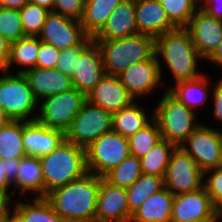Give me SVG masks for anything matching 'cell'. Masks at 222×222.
I'll return each mask as SVG.
<instances>
[{
    "label": "cell",
    "mask_w": 222,
    "mask_h": 222,
    "mask_svg": "<svg viewBox=\"0 0 222 222\" xmlns=\"http://www.w3.org/2000/svg\"><path fill=\"white\" fill-rule=\"evenodd\" d=\"M186 28L204 61L222 41V20L208 15L201 8L194 13Z\"/></svg>",
    "instance_id": "17"
},
{
    "label": "cell",
    "mask_w": 222,
    "mask_h": 222,
    "mask_svg": "<svg viewBox=\"0 0 222 222\" xmlns=\"http://www.w3.org/2000/svg\"><path fill=\"white\" fill-rule=\"evenodd\" d=\"M206 60L222 67V41Z\"/></svg>",
    "instance_id": "48"
},
{
    "label": "cell",
    "mask_w": 222,
    "mask_h": 222,
    "mask_svg": "<svg viewBox=\"0 0 222 222\" xmlns=\"http://www.w3.org/2000/svg\"><path fill=\"white\" fill-rule=\"evenodd\" d=\"M138 34L135 0H124L113 10L93 40H117Z\"/></svg>",
    "instance_id": "22"
},
{
    "label": "cell",
    "mask_w": 222,
    "mask_h": 222,
    "mask_svg": "<svg viewBox=\"0 0 222 222\" xmlns=\"http://www.w3.org/2000/svg\"><path fill=\"white\" fill-rule=\"evenodd\" d=\"M170 222H218V220H189V221H173Z\"/></svg>",
    "instance_id": "53"
},
{
    "label": "cell",
    "mask_w": 222,
    "mask_h": 222,
    "mask_svg": "<svg viewBox=\"0 0 222 222\" xmlns=\"http://www.w3.org/2000/svg\"><path fill=\"white\" fill-rule=\"evenodd\" d=\"M126 188L111 185L101 177L95 222H130Z\"/></svg>",
    "instance_id": "16"
},
{
    "label": "cell",
    "mask_w": 222,
    "mask_h": 222,
    "mask_svg": "<svg viewBox=\"0 0 222 222\" xmlns=\"http://www.w3.org/2000/svg\"><path fill=\"white\" fill-rule=\"evenodd\" d=\"M175 147L174 144L161 139L145 156L139 159L142 173L164 177Z\"/></svg>",
    "instance_id": "32"
},
{
    "label": "cell",
    "mask_w": 222,
    "mask_h": 222,
    "mask_svg": "<svg viewBox=\"0 0 222 222\" xmlns=\"http://www.w3.org/2000/svg\"><path fill=\"white\" fill-rule=\"evenodd\" d=\"M3 168V160L0 158V191H8L11 184L6 180Z\"/></svg>",
    "instance_id": "49"
},
{
    "label": "cell",
    "mask_w": 222,
    "mask_h": 222,
    "mask_svg": "<svg viewBox=\"0 0 222 222\" xmlns=\"http://www.w3.org/2000/svg\"><path fill=\"white\" fill-rule=\"evenodd\" d=\"M222 217V203L217 207V218L218 221Z\"/></svg>",
    "instance_id": "54"
},
{
    "label": "cell",
    "mask_w": 222,
    "mask_h": 222,
    "mask_svg": "<svg viewBox=\"0 0 222 222\" xmlns=\"http://www.w3.org/2000/svg\"><path fill=\"white\" fill-rule=\"evenodd\" d=\"M54 1L55 0H30L31 3L45 7L49 11H53Z\"/></svg>",
    "instance_id": "50"
},
{
    "label": "cell",
    "mask_w": 222,
    "mask_h": 222,
    "mask_svg": "<svg viewBox=\"0 0 222 222\" xmlns=\"http://www.w3.org/2000/svg\"><path fill=\"white\" fill-rule=\"evenodd\" d=\"M200 8L208 15L222 20V0H205Z\"/></svg>",
    "instance_id": "44"
},
{
    "label": "cell",
    "mask_w": 222,
    "mask_h": 222,
    "mask_svg": "<svg viewBox=\"0 0 222 222\" xmlns=\"http://www.w3.org/2000/svg\"><path fill=\"white\" fill-rule=\"evenodd\" d=\"M161 59L154 54L150 59L134 63L118 75L121 83L134 98L151 94L157 86L162 85Z\"/></svg>",
    "instance_id": "13"
},
{
    "label": "cell",
    "mask_w": 222,
    "mask_h": 222,
    "mask_svg": "<svg viewBox=\"0 0 222 222\" xmlns=\"http://www.w3.org/2000/svg\"><path fill=\"white\" fill-rule=\"evenodd\" d=\"M89 36L79 20L50 12L38 38L59 50L81 45Z\"/></svg>",
    "instance_id": "12"
},
{
    "label": "cell",
    "mask_w": 222,
    "mask_h": 222,
    "mask_svg": "<svg viewBox=\"0 0 222 222\" xmlns=\"http://www.w3.org/2000/svg\"><path fill=\"white\" fill-rule=\"evenodd\" d=\"M105 74L101 51L92 41L75 59L71 75L73 88L87 96Z\"/></svg>",
    "instance_id": "14"
},
{
    "label": "cell",
    "mask_w": 222,
    "mask_h": 222,
    "mask_svg": "<svg viewBox=\"0 0 222 222\" xmlns=\"http://www.w3.org/2000/svg\"><path fill=\"white\" fill-rule=\"evenodd\" d=\"M39 160L44 177V197L51 190L87 173L85 148L66 139L52 152L40 156Z\"/></svg>",
    "instance_id": "3"
},
{
    "label": "cell",
    "mask_w": 222,
    "mask_h": 222,
    "mask_svg": "<svg viewBox=\"0 0 222 222\" xmlns=\"http://www.w3.org/2000/svg\"><path fill=\"white\" fill-rule=\"evenodd\" d=\"M86 101L87 96L76 88L48 96L39 102L36 120L65 133Z\"/></svg>",
    "instance_id": "7"
},
{
    "label": "cell",
    "mask_w": 222,
    "mask_h": 222,
    "mask_svg": "<svg viewBox=\"0 0 222 222\" xmlns=\"http://www.w3.org/2000/svg\"><path fill=\"white\" fill-rule=\"evenodd\" d=\"M101 51L106 74L118 76L134 63L150 59L155 54V38L135 34L117 40H93Z\"/></svg>",
    "instance_id": "4"
},
{
    "label": "cell",
    "mask_w": 222,
    "mask_h": 222,
    "mask_svg": "<svg viewBox=\"0 0 222 222\" xmlns=\"http://www.w3.org/2000/svg\"><path fill=\"white\" fill-rule=\"evenodd\" d=\"M11 121V119L9 118V116L5 113V111L3 110V108L0 106V126H3L7 123H9Z\"/></svg>",
    "instance_id": "51"
},
{
    "label": "cell",
    "mask_w": 222,
    "mask_h": 222,
    "mask_svg": "<svg viewBox=\"0 0 222 222\" xmlns=\"http://www.w3.org/2000/svg\"><path fill=\"white\" fill-rule=\"evenodd\" d=\"M155 55L161 57L177 82L199 78L197 52L187 28H175L155 38Z\"/></svg>",
    "instance_id": "2"
},
{
    "label": "cell",
    "mask_w": 222,
    "mask_h": 222,
    "mask_svg": "<svg viewBox=\"0 0 222 222\" xmlns=\"http://www.w3.org/2000/svg\"><path fill=\"white\" fill-rule=\"evenodd\" d=\"M153 112V118L158 123L161 132V138L176 147L181 146L200 125L195 121L198 117L195 110L187 108L167 90Z\"/></svg>",
    "instance_id": "5"
},
{
    "label": "cell",
    "mask_w": 222,
    "mask_h": 222,
    "mask_svg": "<svg viewBox=\"0 0 222 222\" xmlns=\"http://www.w3.org/2000/svg\"><path fill=\"white\" fill-rule=\"evenodd\" d=\"M32 204L18 201L13 211L22 222H67L56 213L45 197H34Z\"/></svg>",
    "instance_id": "28"
},
{
    "label": "cell",
    "mask_w": 222,
    "mask_h": 222,
    "mask_svg": "<svg viewBox=\"0 0 222 222\" xmlns=\"http://www.w3.org/2000/svg\"><path fill=\"white\" fill-rule=\"evenodd\" d=\"M124 0H85L84 13L80 20L84 31L94 38L104 27L113 10Z\"/></svg>",
    "instance_id": "25"
},
{
    "label": "cell",
    "mask_w": 222,
    "mask_h": 222,
    "mask_svg": "<svg viewBox=\"0 0 222 222\" xmlns=\"http://www.w3.org/2000/svg\"><path fill=\"white\" fill-rule=\"evenodd\" d=\"M212 98L215 105H213V117L222 121V78L216 83L214 89L212 90Z\"/></svg>",
    "instance_id": "43"
},
{
    "label": "cell",
    "mask_w": 222,
    "mask_h": 222,
    "mask_svg": "<svg viewBox=\"0 0 222 222\" xmlns=\"http://www.w3.org/2000/svg\"><path fill=\"white\" fill-rule=\"evenodd\" d=\"M65 140V133L48 128L37 120L22 121V142L27 156L40 157L55 150Z\"/></svg>",
    "instance_id": "18"
},
{
    "label": "cell",
    "mask_w": 222,
    "mask_h": 222,
    "mask_svg": "<svg viewBox=\"0 0 222 222\" xmlns=\"http://www.w3.org/2000/svg\"><path fill=\"white\" fill-rule=\"evenodd\" d=\"M206 176L207 180H203V186L213 204L218 207L222 203V166L205 171L204 179Z\"/></svg>",
    "instance_id": "39"
},
{
    "label": "cell",
    "mask_w": 222,
    "mask_h": 222,
    "mask_svg": "<svg viewBox=\"0 0 222 222\" xmlns=\"http://www.w3.org/2000/svg\"><path fill=\"white\" fill-rule=\"evenodd\" d=\"M142 175L139 158L127 156L118 166L113 167L102 178L111 185L121 188L130 187Z\"/></svg>",
    "instance_id": "33"
},
{
    "label": "cell",
    "mask_w": 222,
    "mask_h": 222,
    "mask_svg": "<svg viewBox=\"0 0 222 222\" xmlns=\"http://www.w3.org/2000/svg\"><path fill=\"white\" fill-rule=\"evenodd\" d=\"M38 51V37L26 36L10 43L8 72H10L9 69L14 64L23 67L21 70L16 71V73H24L29 69L35 68L38 58Z\"/></svg>",
    "instance_id": "31"
},
{
    "label": "cell",
    "mask_w": 222,
    "mask_h": 222,
    "mask_svg": "<svg viewBox=\"0 0 222 222\" xmlns=\"http://www.w3.org/2000/svg\"><path fill=\"white\" fill-rule=\"evenodd\" d=\"M110 131H112V113L87 100L65 132V139L87 148L101 135Z\"/></svg>",
    "instance_id": "9"
},
{
    "label": "cell",
    "mask_w": 222,
    "mask_h": 222,
    "mask_svg": "<svg viewBox=\"0 0 222 222\" xmlns=\"http://www.w3.org/2000/svg\"><path fill=\"white\" fill-rule=\"evenodd\" d=\"M203 1H205V0H195V2H196L197 4H199V6L201 5V2L203 3Z\"/></svg>",
    "instance_id": "56"
},
{
    "label": "cell",
    "mask_w": 222,
    "mask_h": 222,
    "mask_svg": "<svg viewBox=\"0 0 222 222\" xmlns=\"http://www.w3.org/2000/svg\"><path fill=\"white\" fill-rule=\"evenodd\" d=\"M7 222H22L20 217L12 210V213L7 215Z\"/></svg>",
    "instance_id": "52"
},
{
    "label": "cell",
    "mask_w": 222,
    "mask_h": 222,
    "mask_svg": "<svg viewBox=\"0 0 222 222\" xmlns=\"http://www.w3.org/2000/svg\"><path fill=\"white\" fill-rule=\"evenodd\" d=\"M84 2L85 0H55L52 12L80 21L84 13Z\"/></svg>",
    "instance_id": "40"
},
{
    "label": "cell",
    "mask_w": 222,
    "mask_h": 222,
    "mask_svg": "<svg viewBox=\"0 0 222 222\" xmlns=\"http://www.w3.org/2000/svg\"><path fill=\"white\" fill-rule=\"evenodd\" d=\"M208 83V78L203 74L197 79L177 82L167 91L187 108L195 109L196 112L197 106L206 104L210 92Z\"/></svg>",
    "instance_id": "27"
},
{
    "label": "cell",
    "mask_w": 222,
    "mask_h": 222,
    "mask_svg": "<svg viewBox=\"0 0 222 222\" xmlns=\"http://www.w3.org/2000/svg\"><path fill=\"white\" fill-rule=\"evenodd\" d=\"M161 139L158 123L153 118L146 126L128 138L130 154L140 159Z\"/></svg>",
    "instance_id": "34"
},
{
    "label": "cell",
    "mask_w": 222,
    "mask_h": 222,
    "mask_svg": "<svg viewBox=\"0 0 222 222\" xmlns=\"http://www.w3.org/2000/svg\"><path fill=\"white\" fill-rule=\"evenodd\" d=\"M19 194L32 193L33 197H44V177L39 157L26 156L20 159L16 177Z\"/></svg>",
    "instance_id": "24"
},
{
    "label": "cell",
    "mask_w": 222,
    "mask_h": 222,
    "mask_svg": "<svg viewBox=\"0 0 222 222\" xmlns=\"http://www.w3.org/2000/svg\"><path fill=\"white\" fill-rule=\"evenodd\" d=\"M0 222H7V216L0 219Z\"/></svg>",
    "instance_id": "55"
},
{
    "label": "cell",
    "mask_w": 222,
    "mask_h": 222,
    "mask_svg": "<svg viewBox=\"0 0 222 222\" xmlns=\"http://www.w3.org/2000/svg\"><path fill=\"white\" fill-rule=\"evenodd\" d=\"M171 220H218L217 207L203 186L193 192L174 195Z\"/></svg>",
    "instance_id": "15"
},
{
    "label": "cell",
    "mask_w": 222,
    "mask_h": 222,
    "mask_svg": "<svg viewBox=\"0 0 222 222\" xmlns=\"http://www.w3.org/2000/svg\"><path fill=\"white\" fill-rule=\"evenodd\" d=\"M169 21L176 28H186L194 13L200 8L195 0H158Z\"/></svg>",
    "instance_id": "35"
},
{
    "label": "cell",
    "mask_w": 222,
    "mask_h": 222,
    "mask_svg": "<svg viewBox=\"0 0 222 222\" xmlns=\"http://www.w3.org/2000/svg\"><path fill=\"white\" fill-rule=\"evenodd\" d=\"M138 102H132L129 106L112 113V131L129 138L146 126L152 119L145 113V109Z\"/></svg>",
    "instance_id": "26"
},
{
    "label": "cell",
    "mask_w": 222,
    "mask_h": 222,
    "mask_svg": "<svg viewBox=\"0 0 222 222\" xmlns=\"http://www.w3.org/2000/svg\"><path fill=\"white\" fill-rule=\"evenodd\" d=\"M33 96L38 102L42 99L69 91L73 88L71 77L56 68H32L23 73Z\"/></svg>",
    "instance_id": "20"
},
{
    "label": "cell",
    "mask_w": 222,
    "mask_h": 222,
    "mask_svg": "<svg viewBox=\"0 0 222 222\" xmlns=\"http://www.w3.org/2000/svg\"><path fill=\"white\" fill-rule=\"evenodd\" d=\"M93 41L92 37H88L81 45L60 50L56 69L71 77L72 69L75 65V59L80 53Z\"/></svg>",
    "instance_id": "38"
},
{
    "label": "cell",
    "mask_w": 222,
    "mask_h": 222,
    "mask_svg": "<svg viewBox=\"0 0 222 222\" xmlns=\"http://www.w3.org/2000/svg\"><path fill=\"white\" fill-rule=\"evenodd\" d=\"M164 189V177L144 174L128 188L127 200L129 213L132 215L151 195Z\"/></svg>",
    "instance_id": "30"
},
{
    "label": "cell",
    "mask_w": 222,
    "mask_h": 222,
    "mask_svg": "<svg viewBox=\"0 0 222 222\" xmlns=\"http://www.w3.org/2000/svg\"><path fill=\"white\" fill-rule=\"evenodd\" d=\"M174 195L166 188L148 197L132 214L130 222H170Z\"/></svg>",
    "instance_id": "23"
},
{
    "label": "cell",
    "mask_w": 222,
    "mask_h": 222,
    "mask_svg": "<svg viewBox=\"0 0 222 222\" xmlns=\"http://www.w3.org/2000/svg\"><path fill=\"white\" fill-rule=\"evenodd\" d=\"M19 12L25 36L38 37L51 11L29 2Z\"/></svg>",
    "instance_id": "36"
},
{
    "label": "cell",
    "mask_w": 222,
    "mask_h": 222,
    "mask_svg": "<svg viewBox=\"0 0 222 222\" xmlns=\"http://www.w3.org/2000/svg\"><path fill=\"white\" fill-rule=\"evenodd\" d=\"M26 156L22 142V120H11L0 126V158L21 159Z\"/></svg>",
    "instance_id": "29"
},
{
    "label": "cell",
    "mask_w": 222,
    "mask_h": 222,
    "mask_svg": "<svg viewBox=\"0 0 222 222\" xmlns=\"http://www.w3.org/2000/svg\"><path fill=\"white\" fill-rule=\"evenodd\" d=\"M129 155L127 137L113 131L105 133L85 148L87 172L102 177Z\"/></svg>",
    "instance_id": "8"
},
{
    "label": "cell",
    "mask_w": 222,
    "mask_h": 222,
    "mask_svg": "<svg viewBox=\"0 0 222 222\" xmlns=\"http://www.w3.org/2000/svg\"><path fill=\"white\" fill-rule=\"evenodd\" d=\"M135 18L138 33L154 38L176 28L158 0H135Z\"/></svg>",
    "instance_id": "21"
},
{
    "label": "cell",
    "mask_w": 222,
    "mask_h": 222,
    "mask_svg": "<svg viewBox=\"0 0 222 222\" xmlns=\"http://www.w3.org/2000/svg\"><path fill=\"white\" fill-rule=\"evenodd\" d=\"M181 147L203 172L222 166V130L200 123Z\"/></svg>",
    "instance_id": "11"
},
{
    "label": "cell",
    "mask_w": 222,
    "mask_h": 222,
    "mask_svg": "<svg viewBox=\"0 0 222 222\" xmlns=\"http://www.w3.org/2000/svg\"><path fill=\"white\" fill-rule=\"evenodd\" d=\"M3 170L5 171L6 180L10 184H14L15 188L12 193L16 190V177L18 172V167L20 166V159H6L3 160Z\"/></svg>",
    "instance_id": "42"
},
{
    "label": "cell",
    "mask_w": 222,
    "mask_h": 222,
    "mask_svg": "<svg viewBox=\"0 0 222 222\" xmlns=\"http://www.w3.org/2000/svg\"><path fill=\"white\" fill-rule=\"evenodd\" d=\"M87 100L93 105L114 113L129 106L134 98L128 93L118 76L105 74L87 95Z\"/></svg>",
    "instance_id": "19"
},
{
    "label": "cell",
    "mask_w": 222,
    "mask_h": 222,
    "mask_svg": "<svg viewBox=\"0 0 222 222\" xmlns=\"http://www.w3.org/2000/svg\"><path fill=\"white\" fill-rule=\"evenodd\" d=\"M0 35L10 43L26 37L19 10L0 7Z\"/></svg>",
    "instance_id": "37"
},
{
    "label": "cell",
    "mask_w": 222,
    "mask_h": 222,
    "mask_svg": "<svg viewBox=\"0 0 222 222\" xmlns=\"http://www.w3.org/2000/svg\"><path fill=\"white\" fill-rule=\"evenodd\" d=\"M38 105L23 73L0 74V106L11 120L35 121Z\"/></svg>",
    "instance_id": "6"
},
{
    "label": "cell",
    "mask_w": 222,
    "mask_h": 222,
    "mask_svg": "<svg viewBox=\"0 0 222 222\" xmlns=\"http://www.w3.org/2000/svg\"><path fill=\"white\" fill-rule=\"evenodd\" d=\"M10 42L0 35V73L8 72Z\"/></svg>",
    "instance_id": "45"
},
{
    "label": "cell",
    "mask_w": 222,
    "mask_h": 222,
    "mask_svg": "<svg viewBox=\"0 0 222 222\" xmlns=\"http://www.w3.org/2000/svg\"><path fill=\"white\" fill-rule=\"evenodd\" d=\"M12 194L9 191H0V219L11 213L9 204Z\"/></svg>",
    "instance_id": "46"
},
{
    "label": "cell",
    "mask_w": 222,
    "mask_h": 222,
    "mask_svg": "<svg viewBox=\"0 0 222 222\" xmlns=\"http://www.w3.org/2000/svg\"><path fill=\"white\" fill-rule=\"evenodd\" d=\"M60 50L47 43L41 42L39 39V51L36 67L37 68H55Z\"/></svg>",
    "instance_id": "41"
},
{
    "label": "cell",
    "mask_w": 222,
    "mask_h": 222,
    "mask_svg": "<svg viewBox=\"0 0 222 222\" xmlns=\"http://www.w3.org/2000/svg\"><path fill=\"white\" fill-rule=\"evenodd\" d=\"M101 176L85 173L81 178L51 190L45 198L67 222H95Z\"/></svg>",
    "instance_id": "1"
},
{
    "label": "cell",
    "mask_w": 222,
    "mask_h": 222,
    "mask_svg": "<svg viewBox=\"0 0 222 222\" xmlns=\"http://www.w3.org/2000/svg\"><path fill=\"white\" fill-rule=\"evenodd\" d=\"M204 172L181 147L172 151L164 176V188L173 195L193 192L203 187Z\"/></svg>",
    "instance_id": "10"
},
{
    "label": "cell",
    "mask_w": 222,
    "mask_h": 222,
    "mask_svg": "<svg viewBox=\"0 0 222 222\" xmlns=\"http://www.w3.org/2000/svg\"><path fill=\"white\" fill-rule=\"evenodd\" d=\"M29 2L30 0H0V7L20 10Z\"/></svg>",
    "instance_id": "47"
}]
</instances>
